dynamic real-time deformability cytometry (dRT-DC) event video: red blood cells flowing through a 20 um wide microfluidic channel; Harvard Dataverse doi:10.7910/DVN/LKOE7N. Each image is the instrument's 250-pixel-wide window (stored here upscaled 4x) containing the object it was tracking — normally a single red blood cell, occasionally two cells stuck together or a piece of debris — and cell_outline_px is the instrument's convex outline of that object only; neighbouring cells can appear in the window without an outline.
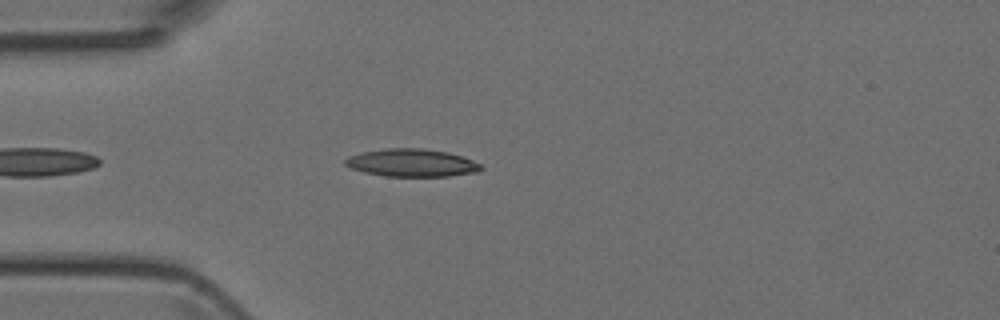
{"species": "Egyptian fruit bat (a non-hibernating species)", "species_latin": "Rousettus aegyptiacus", "temperature_condition": "room temperature", "stored_images_in_passage": 25, "camera_frame_rate_fps": 3000, "um_per_image_px": 0.085, "animal": {"sex": "female"}, "frame": {"image": 1, "passage_image": 4, "time_ms": 1.0, "image_size_px": [1000, 320], "cell_outline_px": [[484, 168], [476, 172], [448, 176], [384, 176], [364, 172], [352, 168], [344, 164], [344, 160], [348, 156], [360, 152], [388, 148], [424, 148], [448, 152], [472, 160], [480, 164]], "centroid_in_image_um": [34.97, 13.83], "position_along_channel_um": 50.0, "area_um2": 21.91}}
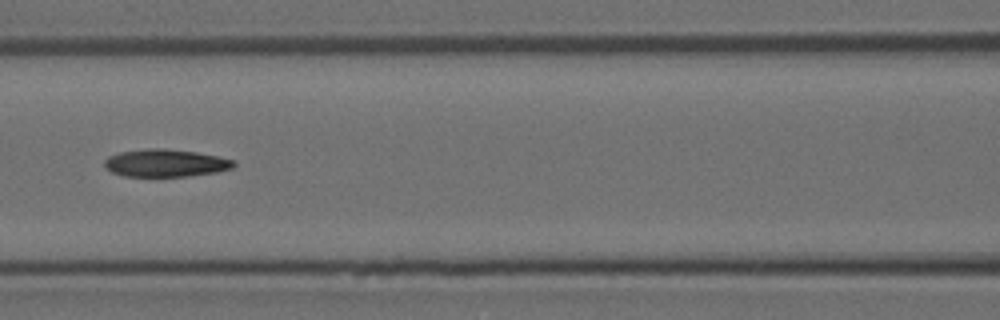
{"frame": {"image": 2, "passage_image": 12, "time_ms": 3.667, "image_size_px": [1000, 320], "cell_outline_px": [[236, 164], [232, 168], [216, 172], [188, 176], [124, 176], [112, 172], [104, 168], [104, 160], [108, 156], [120, 152], [148, 148], [164, 148], [196, 152], [236, 160]], "centroid_in_image_um": [14.05, 13.85], "position_along_channel_um": 152.5, "area_um2": 20.81}}
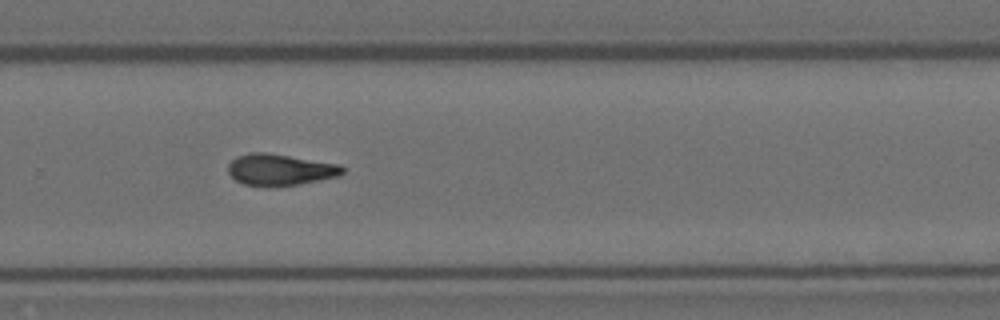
{"frame": {"image": 3, "passage_image": 23, "time_ms": 7.333, "image_size_px": [1000, 320], "cell_outline_px": [[344, 172], [340, 176], [300, 184], [268, 188], [264, 188], [244, 184], [236, 180], [228, 172], [228, 164], [236, 156], [248, 152], [264, 152], [340, 164], [344, 168]], "centroid_in_image_um": [23.79, 14.44], "position_along_channel_um": 306.0, "area_um2": 21.33}}